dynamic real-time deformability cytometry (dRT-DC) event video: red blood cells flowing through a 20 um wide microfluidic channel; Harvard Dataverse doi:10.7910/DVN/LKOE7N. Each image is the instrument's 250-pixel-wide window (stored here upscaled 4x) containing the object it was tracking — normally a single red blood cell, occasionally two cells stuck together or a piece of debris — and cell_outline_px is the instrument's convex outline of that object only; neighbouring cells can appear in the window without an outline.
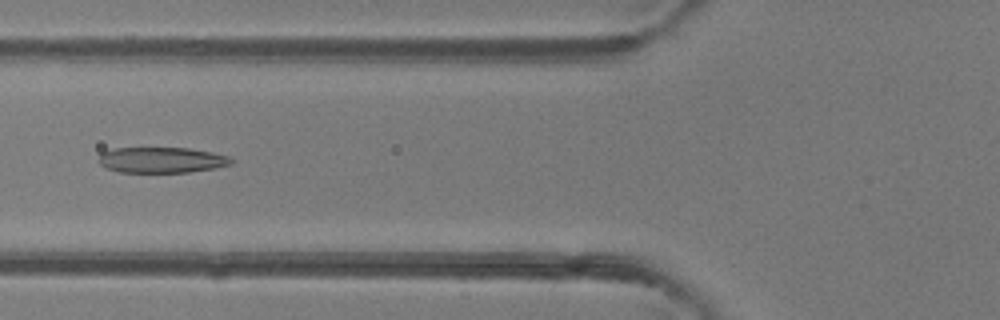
{"species": "common noctule bat (a hibernating species)", "species_latin": "Nyctalus noctula", "temperature_condition": "room temperature", "stored_images_in_passage": 50, "camera_frame_rate_fps": 3000, "um_per_image_px": 0.085, "animal": {"sex": "female"}, "frame": {"image": 1, "passage_image": 20, "time_ms": 6.333, "image_size_px": [1000, 320], "cell_outline_px": [[236, 160], [232, 164], [216, 168], [188, 172], [120, 172], [108, 168], [100, 164], [96, 160], [100, 152], [112, 148], [188, 148], [212, 152], [232, 156]], "centroid_in_image_um": [13.76, 13.59], "position_along_channel_um": 112.0, "area_um2": 20.17}}
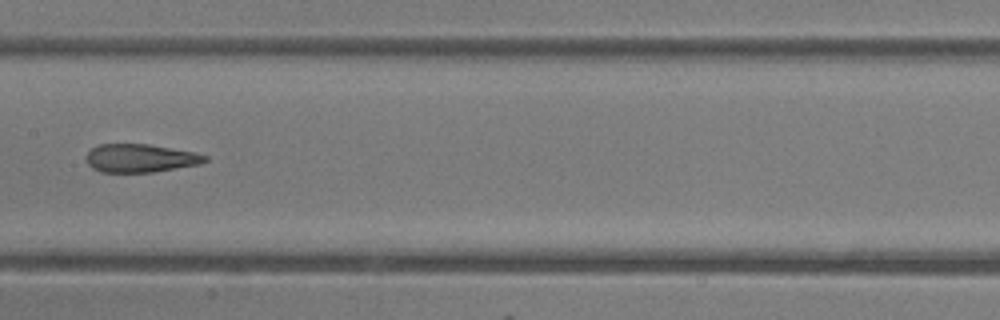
{"frame": {"image": 2, "passage_image": 26, "time_ms": 8.333, "image_size_px": [1000, 320], "cell_outline_px": [[208, 160], [200, 164], [152, 172], [100, 172], [92, 168], [88, 164], [88, 152], [92, 148], [100, 144], [148, 144], [196, 152], [208, 156]], "centroid_in_image_um": [11.96, 13.44], "position_along_channel_um": 195.4, "area_um2": 19.48}}
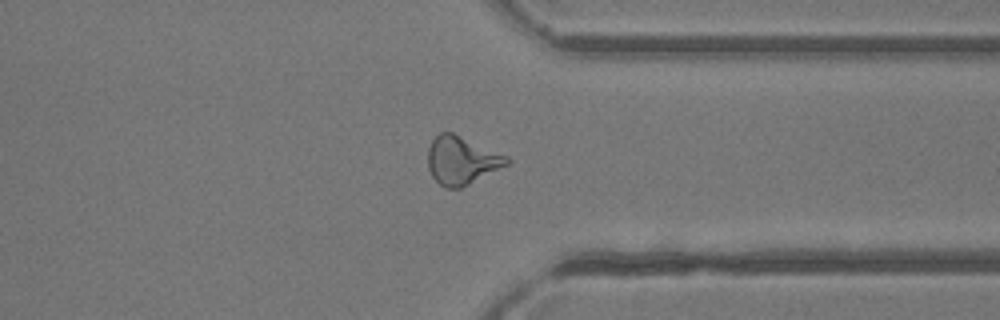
{"frame": {"image": 3, "passage_image": 39, "time_ms": 12.667, "image_size_px": [1000, 320], "cell_outline_px": [[512, 160], [508, 164], [460, 188], [444, 188], [432, 176], [428, 168], [428, 148], [432, 140], [440, 132], [452, 132], [508, 156]], "centroid_in_image_um": [39.22, 13.62], "position_along_channel_um": 372.2, "area_um2": 21.91}, "authors_computed_cell_mechanics": {"area_um2": 21.7328, "velocity_mm_per_s": 4.1358, "shape_relaxation_time_tau1_ms": null, "shape_relaxation_time_tau2_ms": 1.3406, "deformation_change_tau1": null, "deformation_change_tau2": 0.1082}}